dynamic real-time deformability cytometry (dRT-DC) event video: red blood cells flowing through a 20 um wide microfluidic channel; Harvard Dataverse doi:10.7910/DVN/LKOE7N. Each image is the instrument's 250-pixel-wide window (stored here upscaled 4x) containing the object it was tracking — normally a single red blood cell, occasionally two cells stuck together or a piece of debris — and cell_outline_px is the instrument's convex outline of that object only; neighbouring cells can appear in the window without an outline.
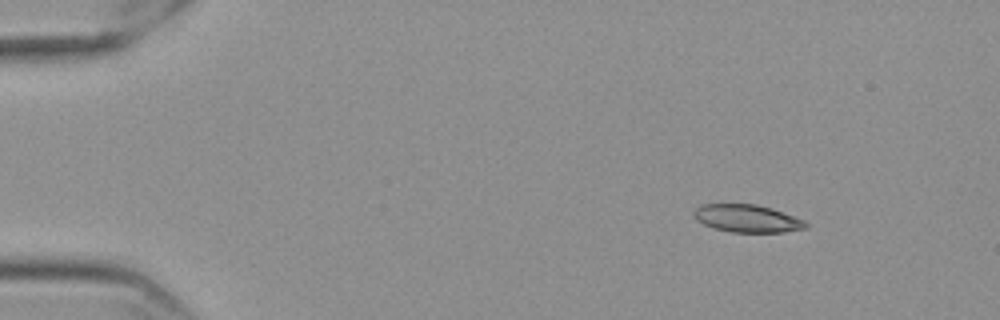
{"species": "Egyptian fruit bat (a non-hibernating species)", "species_latin": "Rousettus aegyptiacus", "temperature_condition": "cold", "stored_images_in_passage": 51, "camera_frame_rate_fps": 3000, "um_per_image_px": 0.085, "frame": {"image": 1, "passage_image": 1, "time_ms": 0.0, "image_size_px": [1000, 320], "cell_outline_px": [[808, 228], [784, 232], [732, 232], [712, 228], [696, 220], [692, 216], [692, 212], [700, 204], [756, 204], [804, 220], [808, 224]], "centroid_in_image_um": [63.45, 18.57], "position_along_channel_um": 21.6, "area_um2": 17.98}}
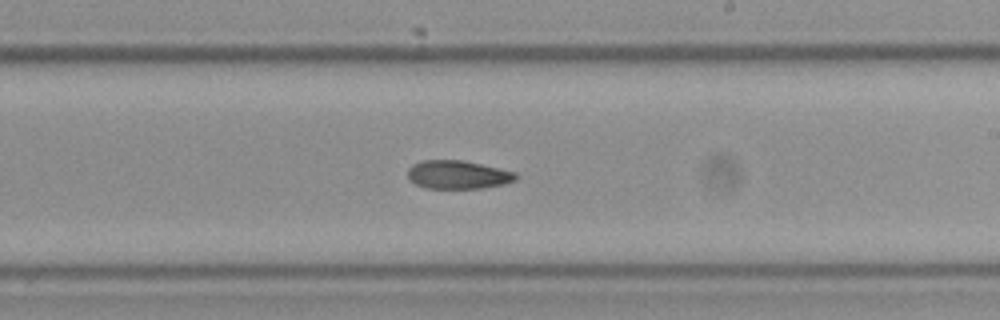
{"frame": {"image": 2, "passage_image": 28, "time_ms": 9.0, "image_size_px": [1000, 320], "cell_outline_px": [[516, 180], [504, 184], [480, 188], [428, 188], [416, 184], [408, 180], [408, 168], [412, 164], [420, 160], [464, 160], [516, 172]], "centroid_in_image_um": [38.89, 14.84], "position_along_channel_um": 250.1, "area_um2": 17.92}}
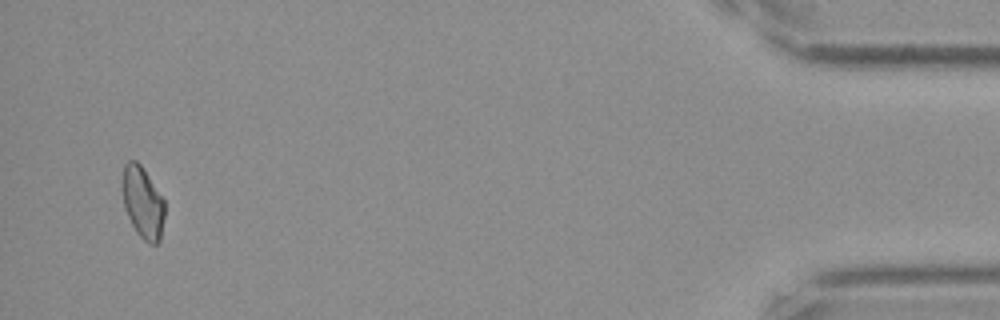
{"frame": {"image": 3, "passage_image": 49, "time_ms": 16.0, "image_size_px": [1000, 320], "cell_outline_px": [[164, 216], [160, 240], [156, 244], [148, 244], [136, 232], [128, 216], [124, 204], [124, 164], [128, 160], [136, 160], [140, 164], [164, 200]], "centroid_in_image_um": [12.16, 17.25], "position_along_channel_um": 423.0, "area_um2": 17.17}, "authors_computed_cell_mechanics": {"area_um2": 18.4382, "velocity_mm_per_s": 3.56, "shape_relaxation_time_tau1_ms": 8.9819, "shape_relaxation_time_tau2_ms": 9.0644, "deformation_change_tau1": 0.2108, "deformation_change_tau2": 0.1658}}